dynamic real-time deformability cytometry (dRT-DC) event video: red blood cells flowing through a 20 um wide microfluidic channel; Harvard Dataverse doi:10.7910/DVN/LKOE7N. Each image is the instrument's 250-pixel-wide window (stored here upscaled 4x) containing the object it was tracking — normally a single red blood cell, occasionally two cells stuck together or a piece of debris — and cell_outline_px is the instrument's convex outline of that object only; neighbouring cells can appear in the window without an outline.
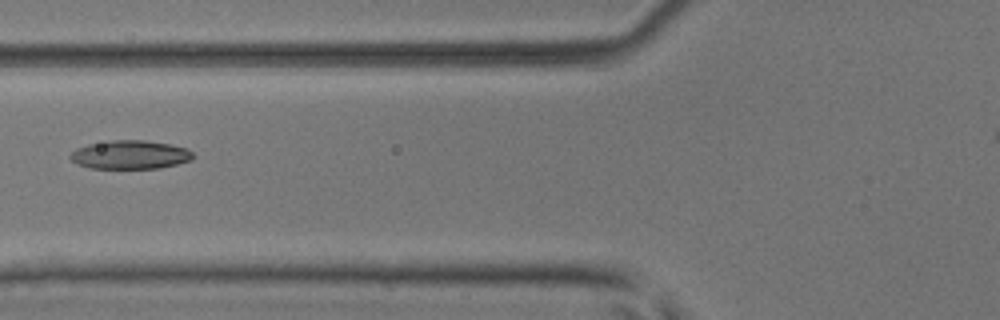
{"species": "common noctule bat (a hibernating species)", "species_latin": "Nyctalus noctula", "temperature_condition": "room temperature", "stored_images_in_passage": 7, "camera_frame_rate_fps": 3000, "um_per_image_px": 0.085, "animal": {"sex": "male", "body_mass_g": 17.9, "forearm_length_mm": 54.2}, "frame": {"image": 1, "passage_image": 6, "time_ms": 1.667, "image_size_px": [1000, 320], "cell_outline_px": [[196, 156], [192, 160], [160, 168], [88, 168], [76, 164], [68, 156], [76, 148], [88, 144], [108, 140], [144, 140], [172, 144], [184, 148], [192, 152]], "centroid_in_image_um": [11.05, 13.15], "position_along_channel_um": 114.8, "area_um2": 20.63}}
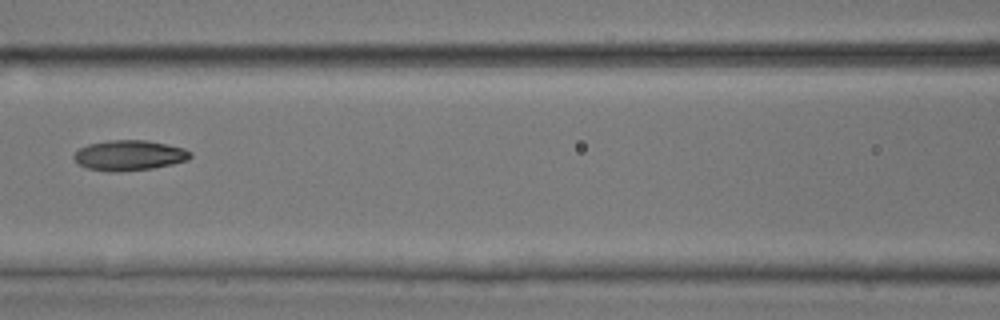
{"frame": {"image": 2, "passage_image": 7, "time_ms": 2.0, "image_size_px": [1000, 320], "cell_outline_px": [[192, 156], [188, 160], [172, 164], [152, 168], [116, 172], [88, 168], [80, 164], [72, 156], [80, 148], [88, 144], [108, 140], [144, 140], [184, 148], [192, 152]], "centroid_in_image_um": [11.01, 13.2], "position_along_channel_um": 155.6, "area_um2": 20.29}}